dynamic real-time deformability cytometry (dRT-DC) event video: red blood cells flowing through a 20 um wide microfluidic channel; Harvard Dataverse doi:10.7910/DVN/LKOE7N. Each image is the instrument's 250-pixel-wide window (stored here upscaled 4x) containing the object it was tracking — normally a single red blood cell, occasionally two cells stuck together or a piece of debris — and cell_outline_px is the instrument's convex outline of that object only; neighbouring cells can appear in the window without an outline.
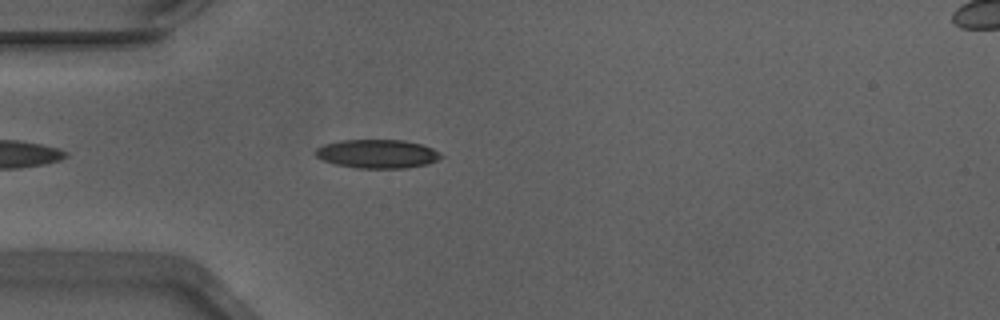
{"species": "Egyptian fruit bat (a non-hibernating species)", "species_latin": "Rousettus aegyptiacus", "temperature_condition": "warm", "stored_images_in_passage": 43, "camera_frame_rate_fps": 3000, "um_per_image_px": 0.085, "animal": {"sex": "male"}, "frame": {"image": 1, "passage_image": 5, "time_ms": 1.333, "image_size_px": [1000, 320], "cell_outline_px": [[444, 156], [428, 164], [408, 168], [356, 168], [336, 164], [324, 160], [316, 156], [312, 152], [316, 148], [324, 144], [340, 140], [404, 140], [420, 144], [432, 148], [440, 152]], "centroid_in_image_um": [32.07, 13.07], "position_along_channel_um": 52.9, "area_um2": 21.1}}
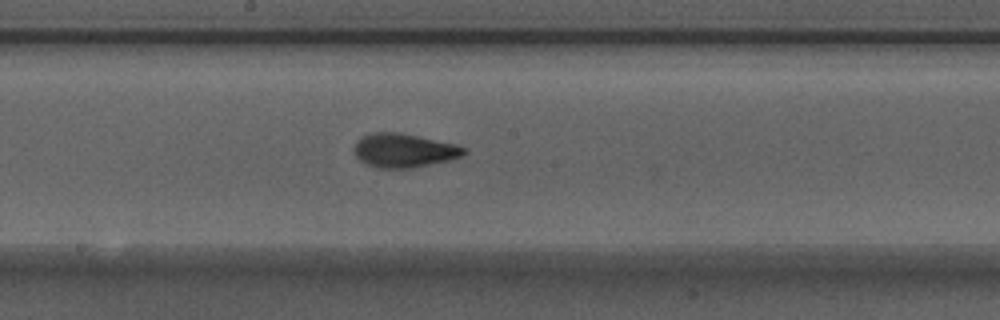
{"frame": {"image": 2, "passage_image": 18, "time_ms": 5.667, "image_size_px": [1000, 320], "cell_outline_px": [[468, 152], [464, 156], [448, 160], [412, 168], [376, 168], [364, 164], [356, 156], [352, 148], [364, 136], [372, 132], [400, 132], [456, 144], [464, 148]], "centroid_in_image_um": [34.33, 12.79], "position_along_channel_um": 213.9, "area_um2": 21.73}}
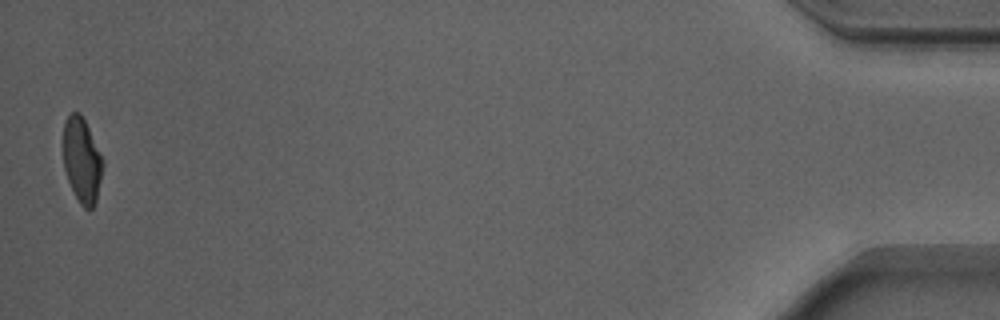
{"frame": {"image": 3, "passage_image": 42, "time_ms": 13.667, "image_size_px": [1000, 320], "cell_outline_px": [[104, 164], [96, 200], [92, 208], [84, 208], [80, 204], [68, 180], [64, 168], [64, 124], [68, 116], [72, 112], [80, 112], [104, 160]], "centroid_in_image_um": [6.97, 13.62], "position_along_channel_um": 428.2, "area_um2": 19.25}, "authors_computed_cell_mechanics": {"area_um2": 20.7502, "velocity_mm_per_s": 3.8944, "shape_relaxation_time_tau1_ms": 3.576, "shape_relaxation_time_tau2_ms": 1.2535, "deformation_change_tau1": 0.1451, "deformation_change_tau2": 0.0733}}